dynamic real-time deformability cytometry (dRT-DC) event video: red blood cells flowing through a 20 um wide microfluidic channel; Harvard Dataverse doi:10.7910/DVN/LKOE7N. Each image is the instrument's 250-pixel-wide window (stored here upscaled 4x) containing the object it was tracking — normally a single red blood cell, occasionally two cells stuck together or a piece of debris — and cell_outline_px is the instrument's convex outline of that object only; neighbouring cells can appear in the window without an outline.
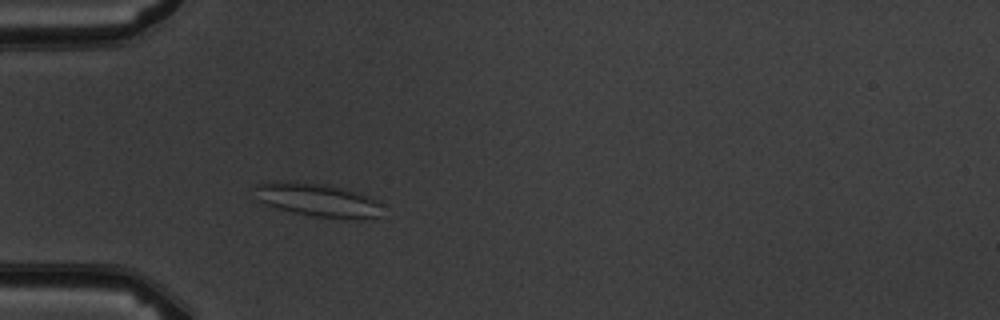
{"species": "common noctule bat (a hibernating species)", "species_latin": "Nyctalus noctula", "temperature_condition": "warm", "stored_images_in_passage": 3, "camera_frame_rate_fps": 3000, "um_per_image_px": 0.085, "animal": {"sex": "male", "body_mass_g": 19.5, "forearm_length_mm": 54.6}, "frame": {"image": 1, "passage_image": 3, "time_ms": 2.333, "image_size_px": [1000, 320], "cell_outline_px": [[380, 204], [376, 216], [372, 220], [360, 220], [312, 216], [276, 208], [264, 204], [260, 200], [256, 188], [256, 184], [328, 184], [356, 192], [368, 196], [376, 200]], "centroid_in_image_um": [27.12, 17.07], "position_along_channel_um": 57.9, "area_um2": 23.64}}